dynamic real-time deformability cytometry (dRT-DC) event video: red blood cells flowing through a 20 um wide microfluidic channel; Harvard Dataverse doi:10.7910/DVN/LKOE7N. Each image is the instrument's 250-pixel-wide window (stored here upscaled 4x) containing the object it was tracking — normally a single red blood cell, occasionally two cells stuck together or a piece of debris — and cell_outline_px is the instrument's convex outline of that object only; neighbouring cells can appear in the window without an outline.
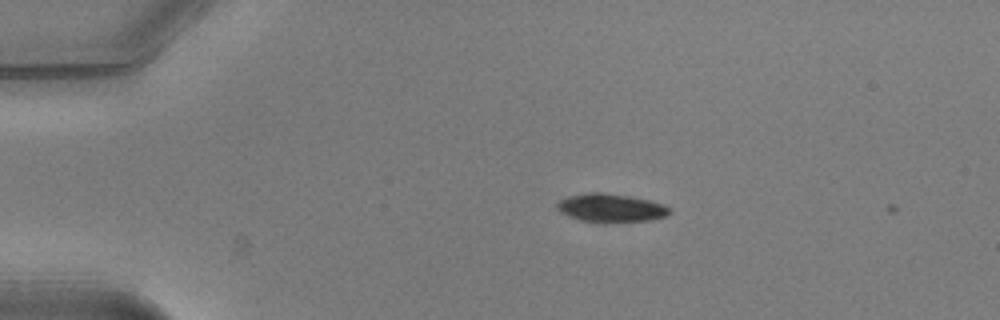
{"species": "common noctule bat (a hibernating species)", "species_latin": "Nyctalus noctula", "temperature_condition": "warm", "stored_images_in_passage": 2, "camera_frame_rate_fps": 3000, "um_per_image_px": 0.085, "animal": {"sex": "male", "body_mass_g": 20.5, "forearm_length_mm": 52.5}, "frame": {"image": 1, "passage_image": 1, "time_ms": 0.0, "image_size_px": [1000, 320], "cell_outline_px": [[672, 212], [664, 216], [648, 220], [604, 224], [580, 220], [568, 216], [560, 212], [556, 208], [556, 204], [560, 200], [568, 196], [588, 192], [604, 192], [628, 196], [648, 200], [664, 204]], "centroid_in_image_um": [51.88, 17.69], "position_along_channel_um": 33.1, "area_um2": 18.84}}